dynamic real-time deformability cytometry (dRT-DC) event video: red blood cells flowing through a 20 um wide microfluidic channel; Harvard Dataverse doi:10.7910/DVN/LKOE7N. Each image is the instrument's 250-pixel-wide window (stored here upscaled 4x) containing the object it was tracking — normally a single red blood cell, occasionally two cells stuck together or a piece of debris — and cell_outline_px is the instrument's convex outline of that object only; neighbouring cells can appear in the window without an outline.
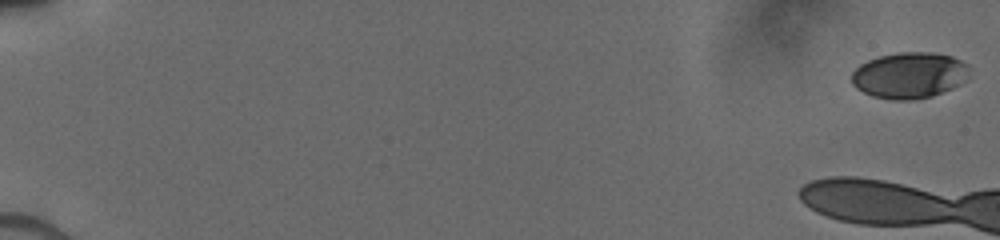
{"species": "human", "species_latin": "Homo sapiens", "temperature_condition": "cold", "stored_images_in_passage": 6, "camera_frame_rate_fps": 3000, "um_per_image_px": 0.085, "donor": {"sex": "male"}, "frame": {"image": 1, "passage_image": 1, "time_ms": 0.0, "image_size_px": [1000, 240], "cell_outline_px": [[968, 64], [964, 80], [960, 84], [952, 88], [932, 96], [912, 100], [892, 100], [872, 96], [856, 88], [852, 84], [852, 72], [860, 64], [868, 60], [880, 56], [900, 52], [936, 52], [952, 56]], "centroid_in_image_um": [77.27, 6.4], "position_along_channel_um": 7.7, "area_um2": 31.56}}